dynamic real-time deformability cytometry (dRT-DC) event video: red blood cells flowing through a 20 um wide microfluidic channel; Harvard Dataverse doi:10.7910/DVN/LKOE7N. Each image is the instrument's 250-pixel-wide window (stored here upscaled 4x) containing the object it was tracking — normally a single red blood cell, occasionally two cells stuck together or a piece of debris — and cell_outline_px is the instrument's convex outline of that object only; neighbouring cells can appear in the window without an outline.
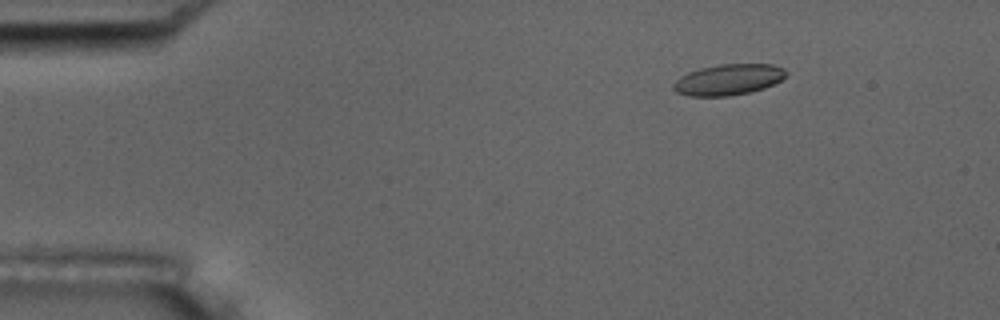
{"species": "common noctule bat (a hibernating species)", "species_latin": "Nyctalus noctula", "temperature_condition": "room temperature", "stored_images_in_passage": 6, "camera_frame_rate_fps": 3000, "um_per_image_px": 0.085, "animal": {"sex": "male", "body_mass_g": 17.5, "forearm_length_mm": 52.3}, "frame": {"image": 1, "passage_image": 1, "time_ms": 0.0, "image_size_px": [1000, 320], "cell_outline_px": [[788, 76], [764, 88], [752, 92], [728, 96], [688, 96], [676, 92], [672, 88], [672, 84], [680, 76], [688, 72], [700, 68], [720, 64], [772, 64], [784, 68], [788, 72]], "centroid_in_image_um": [61.91, 6.77], "position_along_channel_um": 23.1, "area_um2": 20.52}}
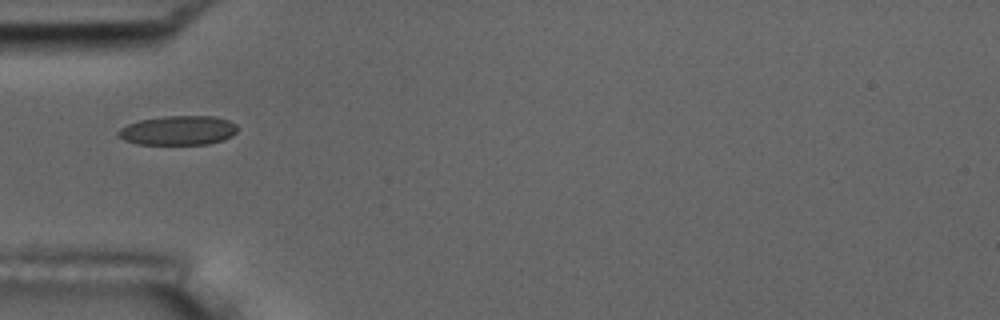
{"frame": {"image": 2, "passage_image": 4, "time_ms": 3.333, "image_size_px": [1000, 320], "cell_outline_px": [[236, 132], [232, 136], [224, 140], [208, 144], [136, 144], [124, 140], [116, 136], [116, 132], [120, 128], [128, 124], [140, 120], [164, 116], [216, 116], [228, 120], [236, 124]], "centroid_in_image_um": [15.13, 11.09], "position_along_channel_um": 69.9, "area_um2": 20.52}}